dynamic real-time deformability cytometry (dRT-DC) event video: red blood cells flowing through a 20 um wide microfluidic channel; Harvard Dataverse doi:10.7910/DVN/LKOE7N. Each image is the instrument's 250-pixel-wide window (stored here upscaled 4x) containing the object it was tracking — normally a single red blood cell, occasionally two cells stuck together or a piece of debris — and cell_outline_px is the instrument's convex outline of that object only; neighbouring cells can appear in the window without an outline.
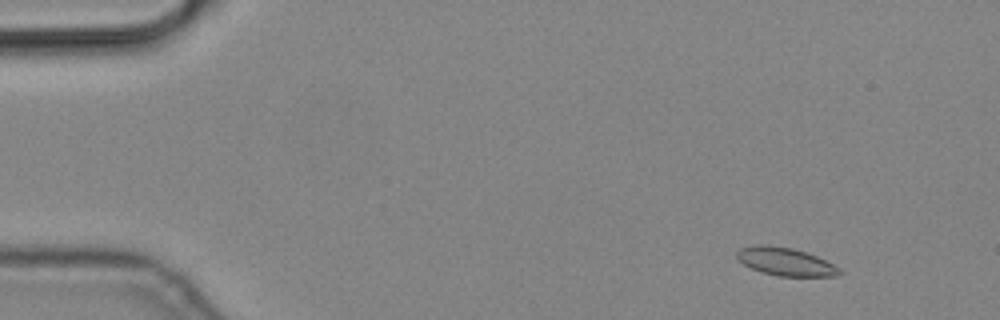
{"species": "common noctule bat (a hibernating species)", "species_latin": "Nyctalus noctula", "temperature_condition": "cold", "stored_images_in_passage": 5, "camera_frame_rate_fps": 3000, "um_per_image_px": 0.085, "animal": {"sex": "male", "body_mass_g": 19.2, "forearm_length_mm": 51.8}, "frame": {"image": 1, "passage_image": 2, "time_ms": 0.333, "image_size_px": [1000, 320], "cell_outline_px": [[844, 272], [836, 276], [780, 276], [764, 272], [752, 268], [744, 264], [736, 256], [736, 252], [740, 248], [756, 244], [764, 244], [792, 248], [816, 256], [840, 268]], "centroid_in_image_um": [66.76, 22.23], "position_along_channel_um": 18.2, "area_um2": 16.53}}
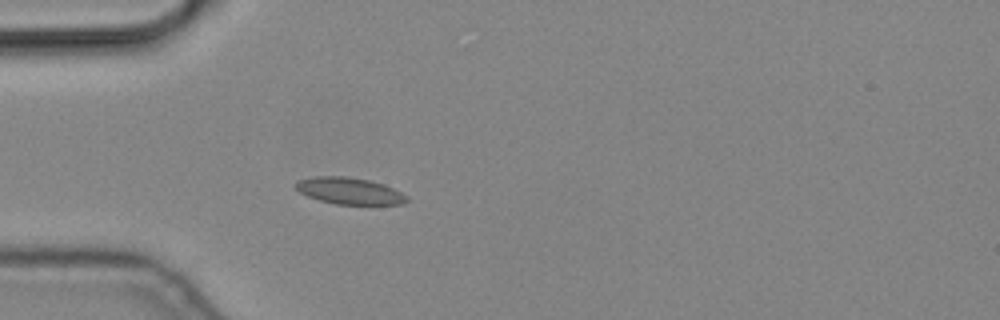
{"frame": {"image": 2, "passage_image": 5, "time_ms": 1.333, "image_size_px": [1000, 320], "cell_outline_px": [[408, 200], [400, 204], [336, 204], [320, 200], [308, 196], [300, 192], [292, 184], [296, 180], [316, 176], [344, 176], [368, 180], [384, 184], [408, 196]], "centroid_in_image_um": [29.66, 16.21], "position_along_channel_um": 55.3, "area_um2": 17.17}}